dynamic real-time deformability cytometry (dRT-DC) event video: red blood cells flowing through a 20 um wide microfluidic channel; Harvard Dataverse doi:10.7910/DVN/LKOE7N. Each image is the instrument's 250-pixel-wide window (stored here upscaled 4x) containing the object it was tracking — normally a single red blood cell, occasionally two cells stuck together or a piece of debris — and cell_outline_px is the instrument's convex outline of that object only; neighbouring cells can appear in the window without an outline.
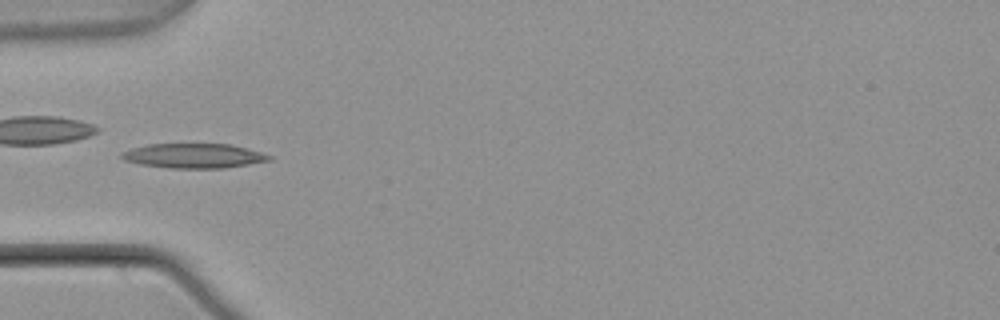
{"species": "common noctule bat (a hibernating species)", "species_latin": "Nyctalus noctula", "temperature_condition": "warm", "stored_images_in_passage": 5, "camera_frame_rate_fps": 3000, "um_per_image_px": 0.085, "animal": {"sex": "male", "body_mass_g": 21.5, "forearm_length_mm": 52.0}, "frame": {"image": 1, "passage_image": 4, "time_ms": 1.0, "image_size_px": [1000, 320], "cell_outline_px": [[272, 160], [224, 168], [172, 168], [140, 164], [124, 160], [120, 156], [120, 152], [132, 148], [148, 144], [232, 144], [248, 148], [272, 156]], "centroid_in_image_um": [16.47, 13.24], "position_along_channel_um": 68.5, "area_um2": 21.15}}
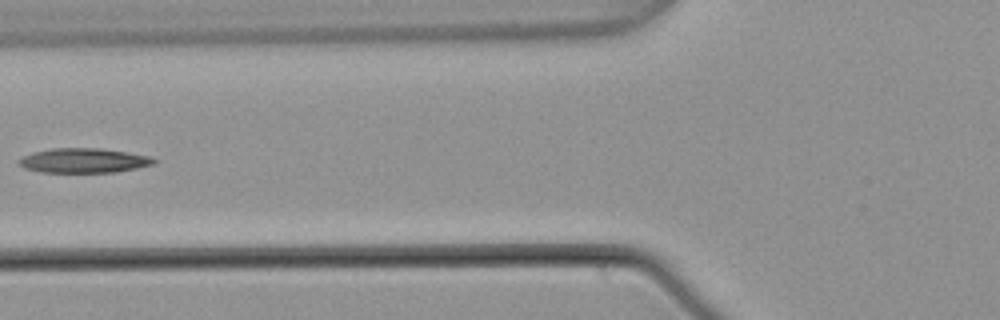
{"frame": {"image": 2, "passage_image": 5, "time_ms": 1.333, "image_size_px": [1000, 320], "cell_outline_px": [[156, 160], [152, 164], [136, 168], [116, 172], [40, 172], [24, 168], [20, 164], [20, 160], [24, 156], [32, 152], [52, 148], [100, 148], [148, 156]], "centroid_in_image_um": [7.08, 13.64], "position_along_channel_um": 118.7, "area_um2": 19.02}}